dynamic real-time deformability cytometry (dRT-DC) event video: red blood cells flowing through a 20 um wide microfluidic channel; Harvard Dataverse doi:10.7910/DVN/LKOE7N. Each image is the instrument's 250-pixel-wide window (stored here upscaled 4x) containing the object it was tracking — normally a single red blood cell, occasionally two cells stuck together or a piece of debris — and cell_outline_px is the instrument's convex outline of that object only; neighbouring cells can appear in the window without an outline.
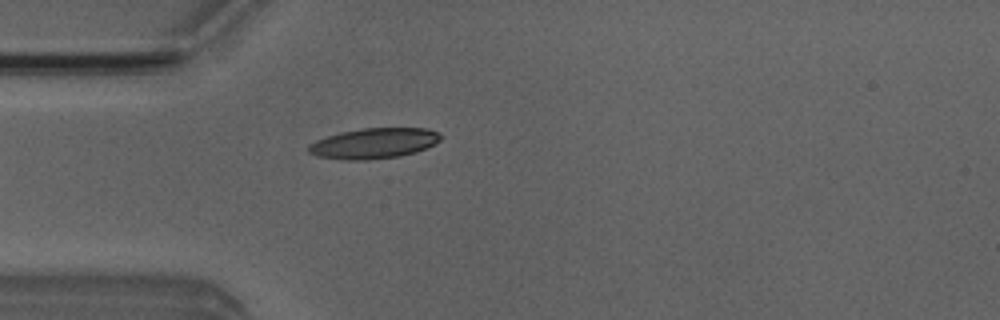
{"species": "Egyptian fruit bat (a non-hibernating species)", "species_latin": "Rousettus aegyptiacus", "temperature_condition": "room temperature", "stored_images_in_passage": 4, "camera_frame_rate_fps": 3000, "um_per_image_px": 0.085, "animal": {"sex": "male"}, "frame": {"image": 1, "passage_image": 4, "time_ms": 4.333, "image_size_px": [1000, 320], "cell_outline_px": [[440, 140], [436, 144], [416, 152], [400, 156], [368, 160], [344, 160], [316, 156], [308, 152], [308, 144], [316, 140], [340, 132], [360, 128], [428, 128], [436, 132], [440, 136]], "centroid_in_image_um": [31.76, 12.19], "position_along_channel_um": 53.2, "area_um2": 23.58}}